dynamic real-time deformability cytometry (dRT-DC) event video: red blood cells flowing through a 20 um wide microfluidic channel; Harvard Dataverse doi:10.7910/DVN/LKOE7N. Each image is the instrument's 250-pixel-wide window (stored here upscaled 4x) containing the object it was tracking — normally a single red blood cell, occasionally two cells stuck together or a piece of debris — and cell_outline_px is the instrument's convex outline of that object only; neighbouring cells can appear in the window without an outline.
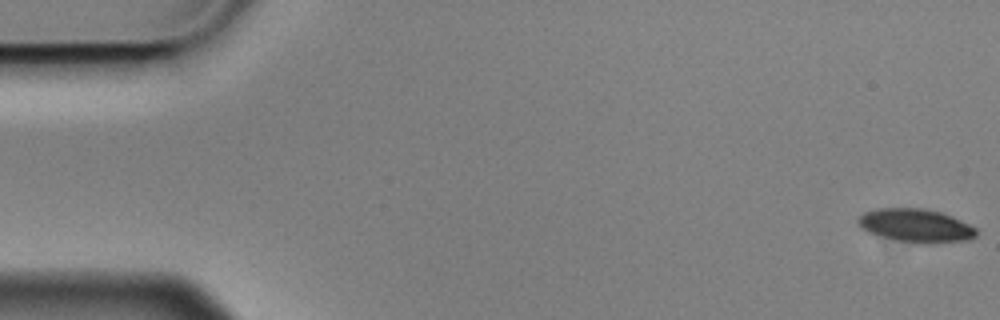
{"species": "Egyptian fruit bat (a non-hibernating species)", "species_latin": "Rousettus aegyptiacus", "temperature_condition": "cold", "stored_images_in_passage": 4, "camera_frame_rate_fps": 3000, "um_per_image_px": 0.085, "animal": {"sex": "male"}, "frame": {"image": 1, "passage_image": 1, "time_ms": 0.0, "image_size_px": [1000, 320], "cell_outline_px": [[976, 236], [968, 240], [924, 244], [916, 244], [876, 236], [868, 232], [856, 220], [864, 212], [880, 208], [924, 208], [940, 212], [952, 216], [976, 228]], "centroid_in_image_um": [77.84, 19.18], "position_along_channel_um": 7.2, "area_um2": 23.06}}